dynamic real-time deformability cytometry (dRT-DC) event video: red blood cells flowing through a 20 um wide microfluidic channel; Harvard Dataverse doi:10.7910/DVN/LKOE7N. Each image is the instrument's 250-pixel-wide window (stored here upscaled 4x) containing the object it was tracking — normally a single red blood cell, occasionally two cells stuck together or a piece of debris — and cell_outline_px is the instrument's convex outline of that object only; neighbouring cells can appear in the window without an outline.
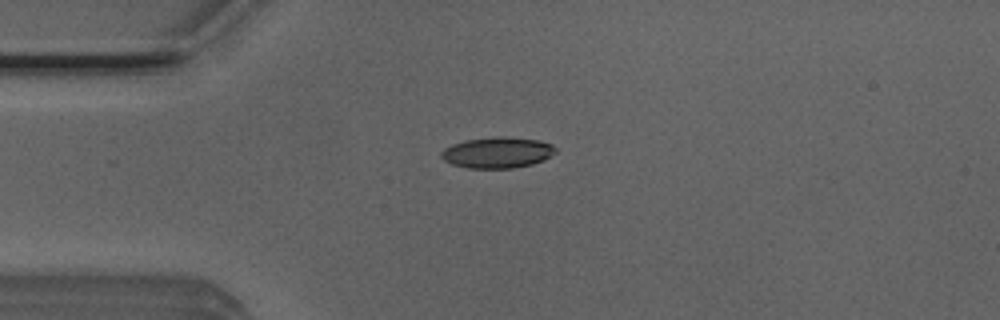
{"species": "Egyptian fruit bat (a non-hibernating species)", "species_latin": "Rousettus aegyptiacus", "temperature_condition": "room temperature", "stored_images_in_passage": 40, "camera_frame_rate_fps": 3000, "um_per_image_px": 0.085, "animal": {"sex": "male"}, "frame": {"image": 1, "passage_image": 1, "time_ms": 0.0, "image_size_px": [1000, 320], "cell_outline_px": [[556, 152], [544, 160], [532, 164], [512, 168], [468, 168], [452, 164], [444, 160], [440, 156], [440, 152], [444, 148], [452, 144], [464, 140], [496, 136], [504, 136], [536, 140], [552, 144], [556, 148]], "centroid_in_image_um": [42.25, 12.96], "position_along_channel_um": 42.7, "area_um2": 20.69}}
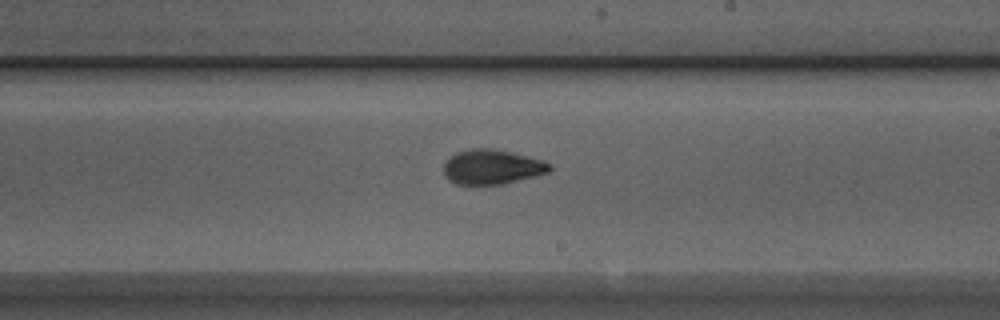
{"frame": {"image": 2, "passage_image": 18, "time_ms": 5.667, "image_size_px": [1000, 320], "cell_outline_px": [[552, 168], [548, 172], [536, 176], [504, 184], [456, 184], [448, 180], [444, 176], [444, 164], [456, 152], [472, 148], [492, 148], [512, 152], [544, 160], [552, 164]], "centroid_in_image_um": [41.85, 14.19], "position_along_channel_um": 247.2, "area_um2": 21.56}}
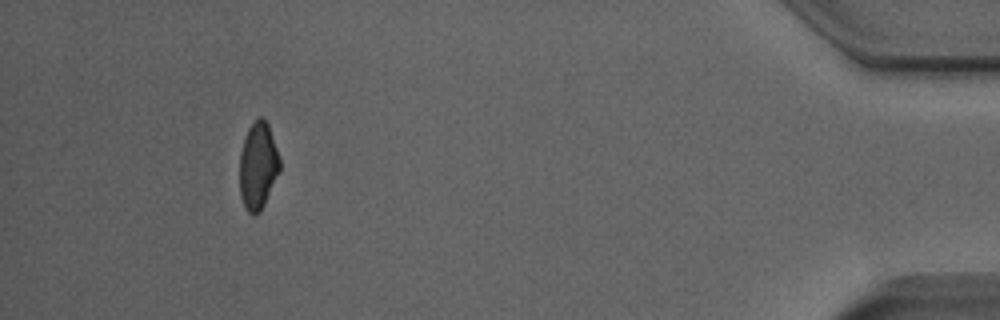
{"frame": {"image": 3, "passage_image": 36, "time_ms": 11.667, "image_size_px": [1000, 320], "cell_outline_px": [[280, 172], [260, 212], [252, 216], [248, 212], [240, 196], [240, 152], [244, 136], [248, 128], [260, 116], [268, 124], [280, 156]], "centroid_in_image_um": [21.94, 14.1], "position_along_channel_um": 413.3, "area_um2": 20.46}, "authors_computed_cell_mechanics": {"area_um2": 21.0681, "velocity_mm_per_s": 3.9401, "shape_relaxation_time_tau1_ms": 3.4277, "shape_relaxation_time_tau2_ms": 1.1891, "deformation_change_tau1": 0.1361, "deformation_change_tau2": 0.0515}}